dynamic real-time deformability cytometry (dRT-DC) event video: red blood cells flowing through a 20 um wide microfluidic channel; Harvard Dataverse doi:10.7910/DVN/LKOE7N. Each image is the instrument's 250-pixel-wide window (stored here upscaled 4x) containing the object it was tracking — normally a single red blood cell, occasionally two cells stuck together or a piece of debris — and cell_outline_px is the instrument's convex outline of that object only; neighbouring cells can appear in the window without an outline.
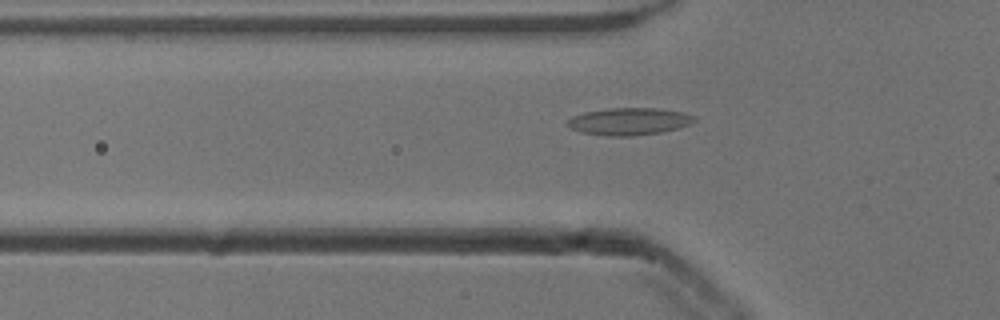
{"species": "common noctule bat (a hibernating species)", "species_latin": "Nyctalus noctula", "temperature_condition": "cold", "stored_images_in_passage": 31, "camera_frame_rate_fps": 3000, "um_per_image_px": 0.085, "animal": {"sex": "male", "body_mass_g": 13.3}, "frame": {"image": 1, "passage_image": 2, "time_ms": 0.333, "image_size_px": [1000, 320], "cell_outline_px": [[696, 120], [688, 124], [676, 128], [660, 132], [632, 136], [608, 136], [580, 132], [572, 128], [568, 124], [568, 120], [572, 116], [584, 112], [608, 108], [656, 108], [684, 112], [696, 116]], "centroid_in_image_um": [53.47, 10.31], "position_along_channel_um": 72.3, "area_um2": 20.0}}
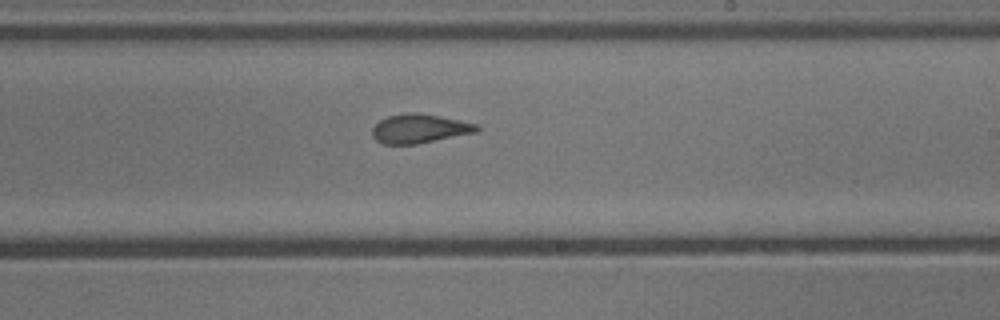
{"frame": {"image": 2, "passage_image": 16, "time_ms": 5.0, "image_size_px": [1000, 320], "cell_outline_px": [[480, 128], [476, 132], [416, 144], [384, 144], [376, 140], [372, 136], [372, 128], [380, 120], [388, 116], [408, 112], [416, 112], [440, 116], [460, 120], [476, 124]], "centroid_in_image_um": [35.63, 10.92], "position_along_channel_um": 253.4, "area_um2": 17.57}}
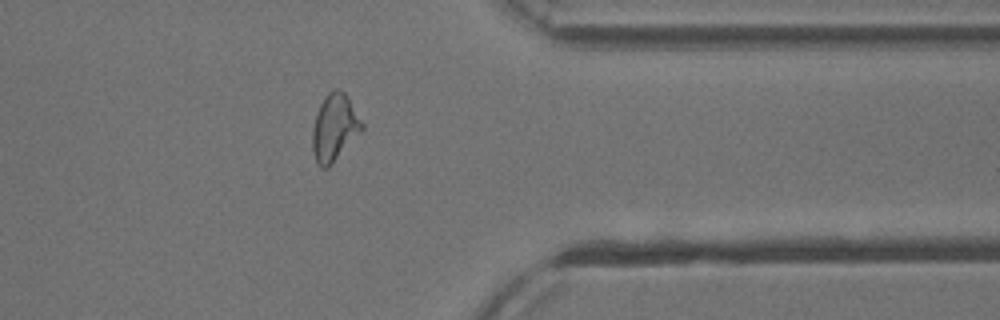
{"frame": {"image": 3, "passage_image": 27, "time_ms": 8.667, "image_size_px": [1000, 320], "cell_outline_px": [[364, 128], [332, 164], [328, 168], [320, 168], [316, 164], [312, 152], [312, 128], [316, 112], [320, 104], [328, 92], [336, 88], [344, 92], [348, 96], [364, 124]], "centroid_in_image_um": [28.41, 10.86], "position_along_channel_um": 383.0, "area_um2": 19.54}, "authors_computed_cell_mechanics": {"area_um2": 17.8602, "velocity_mm_per_s": 3.8515, "shape_relaxation_time_tau1_ms": 11.2474, "shape_relaxation_time_tau2_ms": 1.8168, "deformation_change_tau1": 0.2612, "deformation_change_tau2": 0.098}}